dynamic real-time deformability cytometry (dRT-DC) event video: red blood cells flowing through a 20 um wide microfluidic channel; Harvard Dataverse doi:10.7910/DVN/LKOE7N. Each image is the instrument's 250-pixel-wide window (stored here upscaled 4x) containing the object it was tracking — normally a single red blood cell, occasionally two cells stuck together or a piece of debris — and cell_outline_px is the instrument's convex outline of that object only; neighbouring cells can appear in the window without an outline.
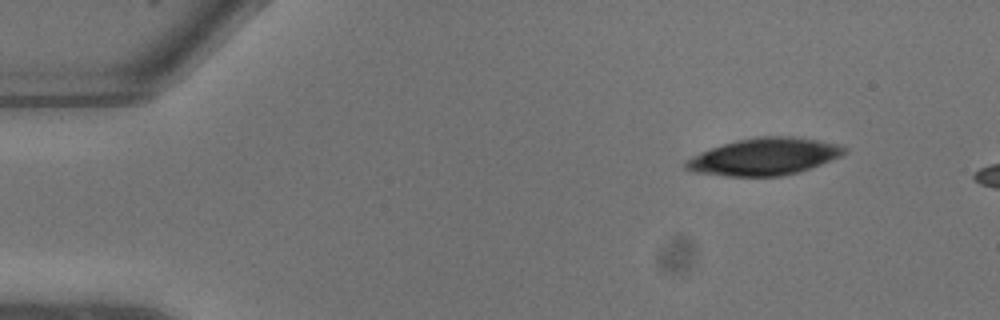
{"species": "common noctule bat (a hibernating species)", "species_latin": "Nyctalus noctula", "temperature_condition": "warm", "stored_images_in_passage": 4, "camera_frame_rate_fps": 3000, "um_per_image_px": 0.085, "animal": {"sex": "male", "body_mass_g": 13.3}, "frame": {"image": 1, "passage_image": 1, "time_ms": 0.0, "image_size_px": [1000, 320], "cell_outline_px": [[848, 152], [840, 156], [800, 172], [780, 176], [724, 176], [692, 172], [684, 168], [684, 164], [692, 156], [700, 152], [736, 140], [756, 136], [792, 136], [816, 140], [836, 144], [848, 148]], "centroid_in_image_um": [64.95, 13.32], "position_along_channel_um": 20.1, "area_um2": 34.16}}